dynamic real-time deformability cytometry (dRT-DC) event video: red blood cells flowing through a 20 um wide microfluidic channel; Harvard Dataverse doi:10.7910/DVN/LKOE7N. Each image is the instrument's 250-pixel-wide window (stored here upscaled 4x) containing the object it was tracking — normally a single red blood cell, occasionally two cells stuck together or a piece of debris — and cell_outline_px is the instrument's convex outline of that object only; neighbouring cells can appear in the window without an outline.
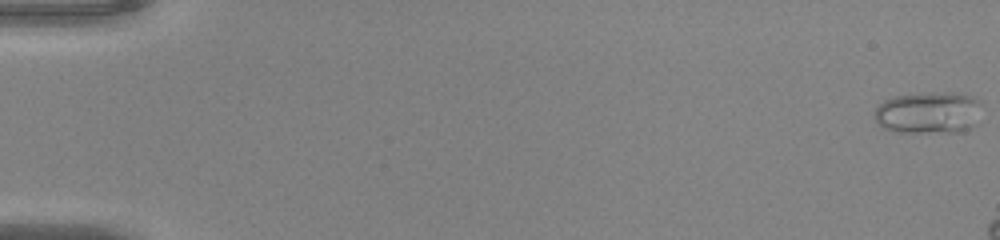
{"species": "common noctule bat (a hibernating species)", "species_latin": "Nyctalus noctula", "temperature_condition": "warm", "stored_images_in_passage": 10, "camera_frame_rate_fps": 3000, "um_per_image_px": 0.085, "animal": {"sex": "male", "body_mass_g": 20.0, "forearm_length_mm": 53.3}, "frame": {"image": 1, "passage_image": 1, "time_ms": 0.0, "image_size_px": [1000, 240], "cell_outline_px": [[980, 104], [976, 124], [972, 128], [960, 132], [896, 132], [880, 128], [872, 112], [884, 100], [896, 96], [928, 92], [956, 92], [972, 96], [980, 100]], "centroid_in_image_um": [78.91, 9.58], "position_along_channel_um": 6.1, "area_um2": 26.65}}